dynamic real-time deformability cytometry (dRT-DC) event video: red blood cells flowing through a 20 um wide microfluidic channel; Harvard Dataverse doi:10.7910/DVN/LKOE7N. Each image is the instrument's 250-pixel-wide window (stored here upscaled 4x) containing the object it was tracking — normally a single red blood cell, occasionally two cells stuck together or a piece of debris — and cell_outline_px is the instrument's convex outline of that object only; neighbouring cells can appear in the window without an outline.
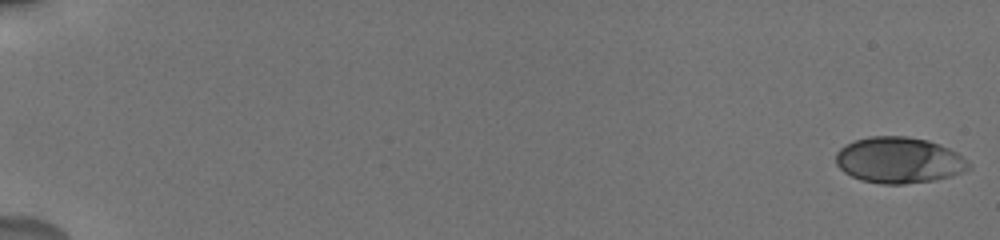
{"species": "human", "species_latin": "Homo sapiens", "temperature_condition": "cold", "stored_images_in_passage": 38, "camera_frame_rate_fps": 3000, "um_per_image_px": 0.085, "donor": {"sex": "male"}, "frame": {"image": 1, "passage_image": 1, "time_ms": 0.0, "image_size_px": [1000, 240], "cell_outline_px": [[972, 168], [952, 176], [932, 180], [904, 184], [880, 184], [860, 180], [844, 172], [836, 164], [836, 152], [840, 148], [856, 140], [868, 136], [904, 136], [928, 140], [940, 144], [956, 152], [968, 160], [972, 164]], "centroid_in_image_um": [76.43, 13.62], "position_along_channel_um": 8.6, "area_um2": 35.78}}
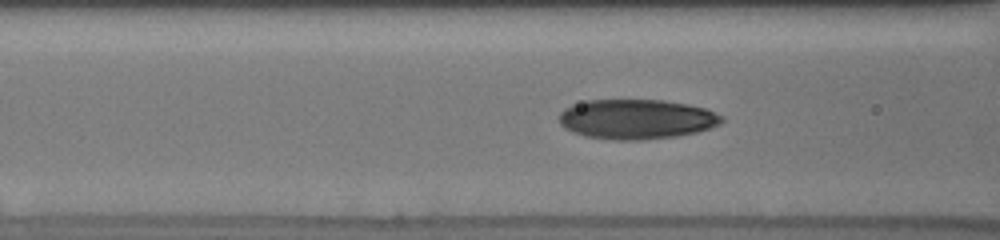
{"frame": {"image": 2, "passage_image": 22, "time_ms": 8.0, "image_size_px": [1000, 240], "cell_outline_px": [[724, 120], [720, 124], [696, 132], [676, 136], [640, 140], [616, 140], [584, 136], [572, 132], [564, 128], [560, 124], [560, 112], [564, 108], [572, 104], [588, 100], [664, 100], [688, 104], [704, 108], [724, 116]], "centroid_in_image_um": [54.09, 10.12], "position_along_channel_um": 112.5, "area_um2": 37.8}}
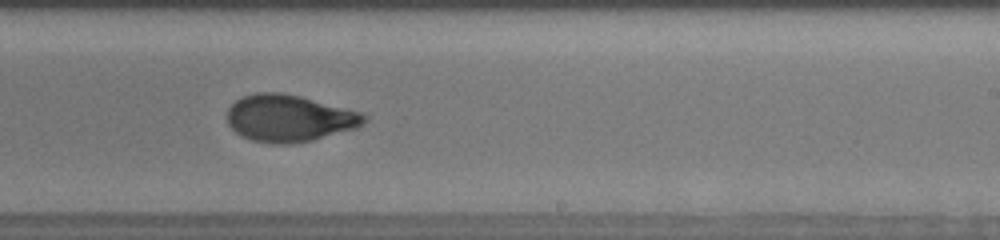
{"frame": {"image": 3, "passage_image": 35, "time_ms": 12.0, "image_size_px": [1000, 240], "cell_outline_px": [[368, 120], [364, 124], [356, 128], [312, 140], [288, 144], [272, 144], [252, 140], [236, 132], [228, 124], [228, 108], [236, 100], [244, 96], [256, 92], [280, 92], [300, 96], [360, 112], [368, 116]], "centroid_in_image_um": [24.59, 10.05], "position_along_channel_um": 264.4, "area_um2": 37.28}}